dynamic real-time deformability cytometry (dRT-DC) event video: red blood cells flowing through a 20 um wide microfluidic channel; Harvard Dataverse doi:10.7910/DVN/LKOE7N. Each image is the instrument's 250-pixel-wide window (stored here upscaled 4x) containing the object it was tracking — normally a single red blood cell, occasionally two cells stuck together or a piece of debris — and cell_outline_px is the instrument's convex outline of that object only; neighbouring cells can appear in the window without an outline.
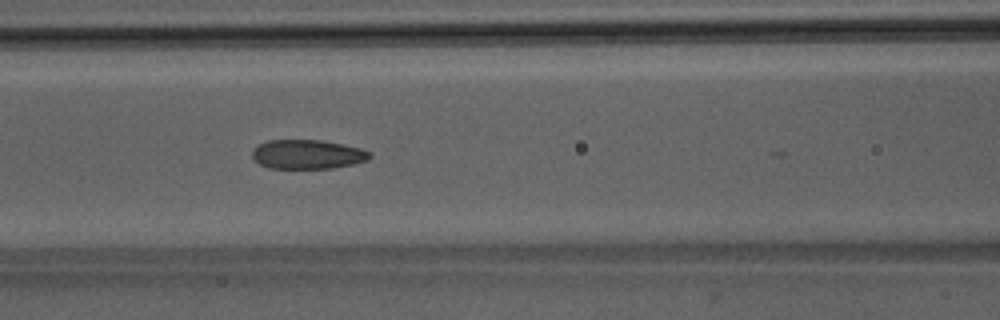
{"species": "Egyptian fruit bat (a non-hibernating species)", "species_latin": "Rousettus aegyptiacus", "temperature_condition": "room temperature", "stored_images_in_passage": 18, "camera_frame_rate_fps": 3000, "um_per_image_px": 0.085, "animal": {"sex": "male"}, "frame": {"image": 1, "passage_image": 15, "time_ms": 4.667, "image_size_px": [1000, 320], "cell_outline_px": [[372, 156], [368, 160], [352, 164], [332, 168], [268, 168], [260, 164], [252, 156], [252, 148], [268, 140], [320, 140], [344, 144], [360, 148], [368, 152]], "centroid_in_image_um": [26.12, 13.11], "position_along_channel_um": 140.5, "area_um2": 19.94}}